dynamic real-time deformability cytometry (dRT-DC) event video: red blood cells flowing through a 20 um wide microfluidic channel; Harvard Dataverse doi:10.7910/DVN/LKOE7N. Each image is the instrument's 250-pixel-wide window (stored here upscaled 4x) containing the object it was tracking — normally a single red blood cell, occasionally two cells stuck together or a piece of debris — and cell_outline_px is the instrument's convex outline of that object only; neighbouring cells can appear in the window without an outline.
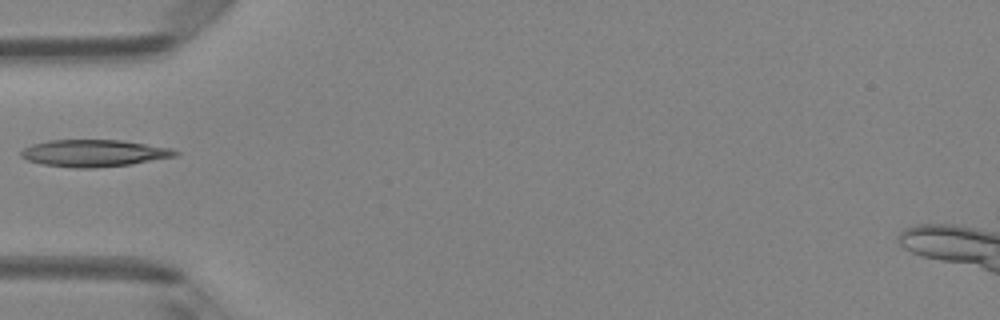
{"species": "Egyptian fruit bat (a non-hibernating species)", "species_latin": "Rousettus aegyptiacus", "temperature_condition": "room temperature", "stored_images_in_passage": 28, "camera_frame_rate_fps": 3000, "um_per_image_px": 0.085, "animal": {"sex": "female"}, "frame": {"image": 1, "passage_image": 1, "time_ms": 0.0, "image_size_px": [1000, 320], "cell_outline_px": [[180, 152], [176, 156], [132, 164], [96, 168], [72, 168], [44, 164], [28, 160], [20, 156], [20, 152], [24, 148], [32, 144], [48, 140], [120, 140], [172, 148]], "centroid_in_image_um": [7.99, 13.02], "position_along_channel_um": 77.0, "area_um2": 24.28}}
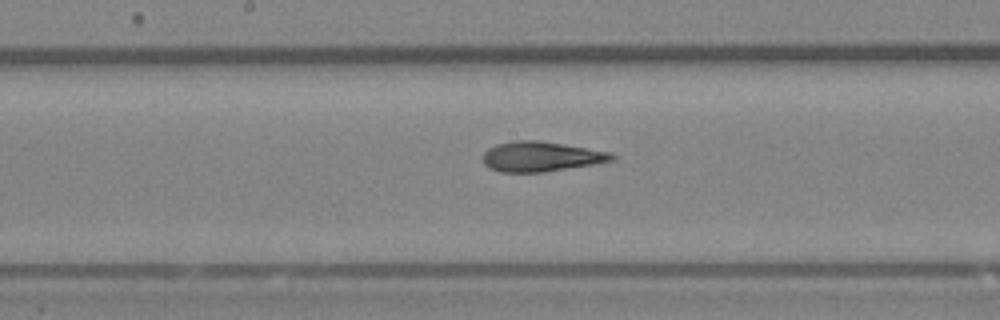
{"frame": {"image": 2, "passage_image": 10, "time_ms": 3.0, "image_size_px": [1000, 320], "cell_outline_px": [[616, 160], [544, 172], [500, 172], [484, 164], [484, 152], [488, 148], [496, 144], [516, 140], [540, 140], [612, 152], [616, 156]], "centroid_in_image_um": [46.01, 13.3], "position_along_channel_um": 202.2, "area_um2": 22.48}}
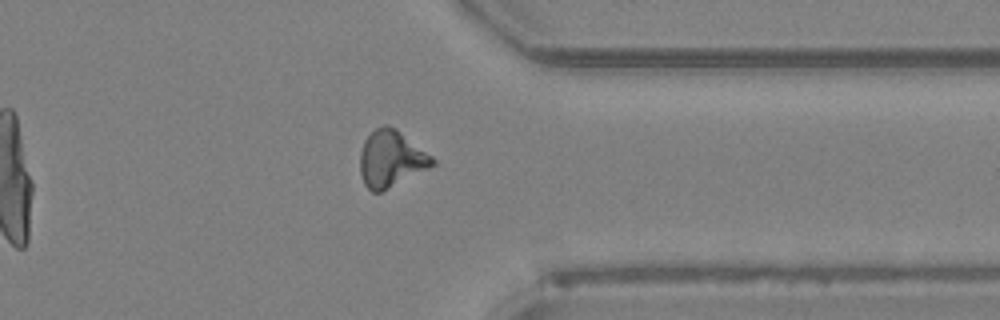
{"frame": {"image": 3, "passage_image": 23, "time_ms": 7.333, "image_size_px": [1000, 320], "cell_outline_px": [[436, 164], [380, 192], [372, 192], [364, 184], [360, 172], [360, 152], [364, 140], [376, 128], [384, 124], [388, 124], [396, 128], [432, 156], [436, 160]], "centroid_in_image_um": [33.22, 13.48], "position_along_channel_um": 378.2, "area_um2": 23.64}}